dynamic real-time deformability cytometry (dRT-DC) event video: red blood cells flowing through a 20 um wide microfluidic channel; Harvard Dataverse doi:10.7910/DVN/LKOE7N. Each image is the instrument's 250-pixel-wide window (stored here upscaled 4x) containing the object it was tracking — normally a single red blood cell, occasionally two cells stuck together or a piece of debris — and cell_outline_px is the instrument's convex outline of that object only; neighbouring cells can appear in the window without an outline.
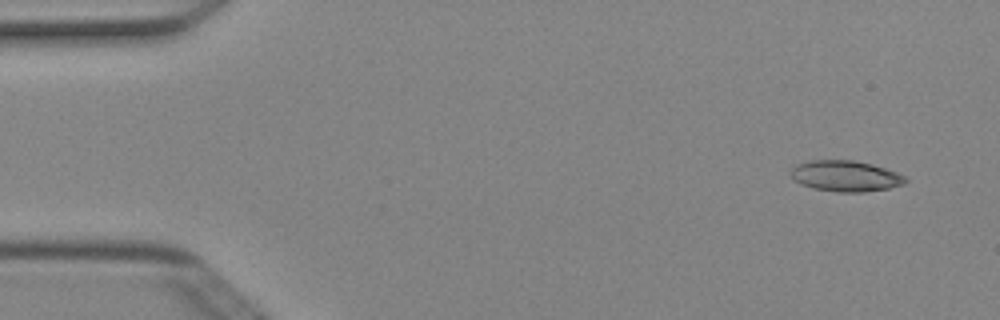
{"species": "Egyptian fruit bat (a non-hibernating species)", "species_latin": "Rousettus aegyptiacus", "temperature_condition": "cold", "stored_images_in_passage": 4, "camera_frame_rate_fps": 3000, "um_per_image_px": 0.085, "animal": {"sex": "female"}, "frame": {"image": 1, "passage_image": 1, "time_ms": 0.0, "image_size_px": [1000, 320], "cell_outline_px": [[908, 180], [904, 184], [888, 188], [864, 192], [836, 192], [812, 188], [800, 184], [788, 172], [796, 164], [808, 160], [852, 160], [872, 164], [896, 172], [904, 176]], "centroid_in_image_um": [71.84, 14.96], "position_along_channel_um": 13.2, "area_um2": 20.69}}
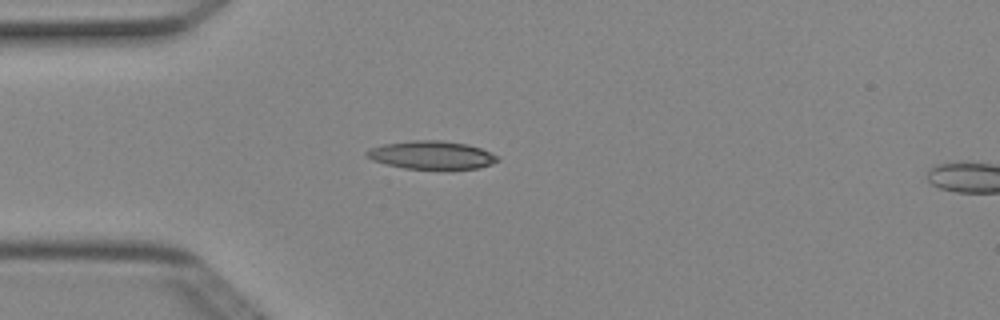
{"frame": {"image": 2, "passage_image": 3, "time_ms": 0.667, "image_size_px": [1000, 320], "cell_outline_px": [[500, 160], [492, 164], [480, 168], [448, 172], [404, 168], [372, 160], [364, 152], [368, 148], [384, 144], [412, 140], [440, 140], [468, 144], [480, 148], [496, 156]], "centroid_in_image_um": [36.72, 13.22], "position_along_channel_um": 48.3, "area_um2": 22.25}}